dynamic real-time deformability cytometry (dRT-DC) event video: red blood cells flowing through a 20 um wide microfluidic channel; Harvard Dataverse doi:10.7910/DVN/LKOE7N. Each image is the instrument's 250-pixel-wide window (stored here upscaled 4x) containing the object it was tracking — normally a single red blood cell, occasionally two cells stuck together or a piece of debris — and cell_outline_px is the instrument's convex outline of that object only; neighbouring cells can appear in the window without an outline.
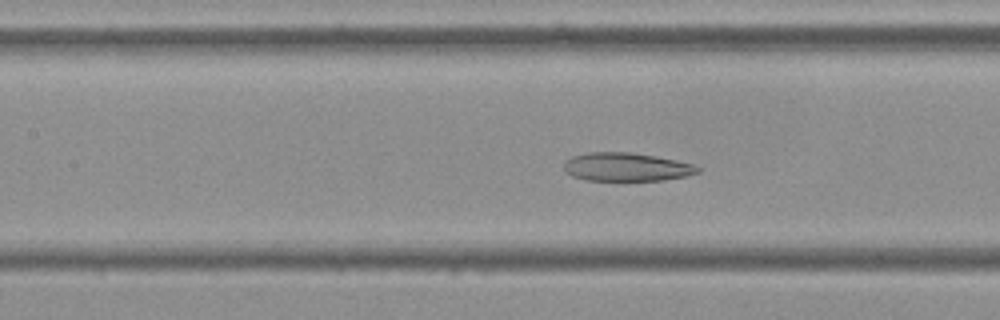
{"species": "Egyptian fruit bat (a non-hibernating species)", "species_latin": "Rousettus aegyptiacus", "temperature_condition": "cold", "stored_images_in_passage": 56, "camera_frame_rate_fps": 3000, "um_per_image_px": 0.085, "frame": {"image": 1, "passage_image": 25, "time_ms": 8.0, "image_size_px": [1000, 320], "cell_outline_px": [[700, 172], [684, 176], [664, 180], [588, 180], [572, 176], [564, 172], [564, 160], [572, 156], [588, 152], [632, 152], [656, 156], [676, 160], [692, 164], [700, 168]], "centroid_in_image_um": [53.21, 14.18], "position_along_channel_um": 154.2, "area_um2": 22.2}}
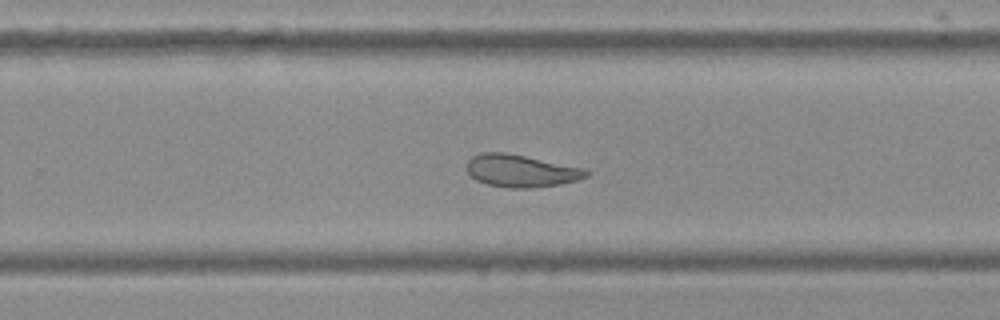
{"frame": {"image": 2, "passage_image": 36, "time_ms": 11.667, "image_size_px": [1000, 320], "cell_outline_px": [[592, 172], [588, 176], [576, 180], [560, 184], [532, 188], [512, 188], [488, 184], [476, 180], [468, 172], [464, 164], [472, 156], [480, 152], [504, 152], [524, 156], [580, 168]], "centroid_in_image_um": [44.22, 14.52], "position_along_channel_um": 285.6, "area_um2": 22.31}}
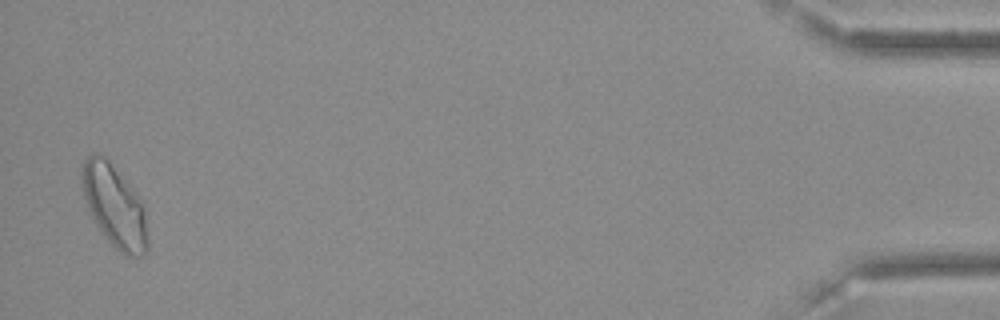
{"frame": {"image": 3, "passage_image": 55, "time_ms": 18.0, "image_size_px": [1000, 320], "cell_outline_px": [[148, 252], [140, 256], [128, 256], [120, 252], [104, 236], [96, 224], [92, 216], [84, 196], [80, 172], [84, 160], [92, 152], [96, 152], [104, 156], [108, 160], [136, 192], [144, 208], [148, 232]], "centroid_in_image_um": [9.74, 17.51], "position_along_channel_um": 425.5, "area_um2": 31.44}, "authors_computed_cell_mechanics": {"area_um2": 25.143, "velocity_mm_per_s": 3.5961, "shape_relaxation_time_tau1_ms": null, "shape_relaxation_time_tau2_ms": 2.8117, "deformation_change_tau1": null, "deformation_change_tau2": 0.0907}}